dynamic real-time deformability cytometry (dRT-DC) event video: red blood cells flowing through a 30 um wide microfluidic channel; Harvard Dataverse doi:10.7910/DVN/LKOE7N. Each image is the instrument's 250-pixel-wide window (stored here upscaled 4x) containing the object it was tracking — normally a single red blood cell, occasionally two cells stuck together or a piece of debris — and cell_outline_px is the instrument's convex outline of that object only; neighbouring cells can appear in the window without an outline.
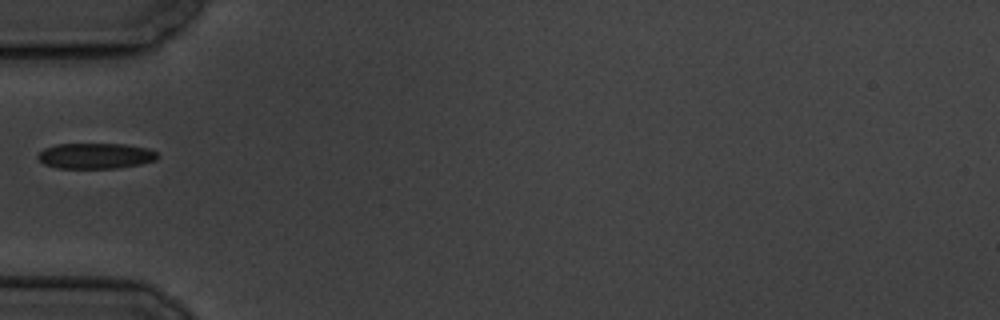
{"species": "common noctule bat (a hibernating species)", "species_latin": "Nyctalus noctula", "temperature_condition": "cold", "stored_images_in_passage": 39, "camera_frame_rate_fps": 3000, "um_per_image_px": 0.085, "animal": {"sex": "male", "body_mass_g": 19.5, "forearm_length_mm": 54.6}, "frame": {"image": 1, "passage_image": 1, "time_ms": 0.0, "image_size_px": [1000, 320], "cell_outline_px": [[160, 156], [156, 160], [140, 164], [116, 168], [56, 168], [44, 164], [36, 156], [44, 148], [56, 144], [124, 144], [148, 148], [156, 152]], "centroid_in_image_um": [8.12, 13.25], "position_along_channel_um": 76.9, "area_um2": 17.92}}
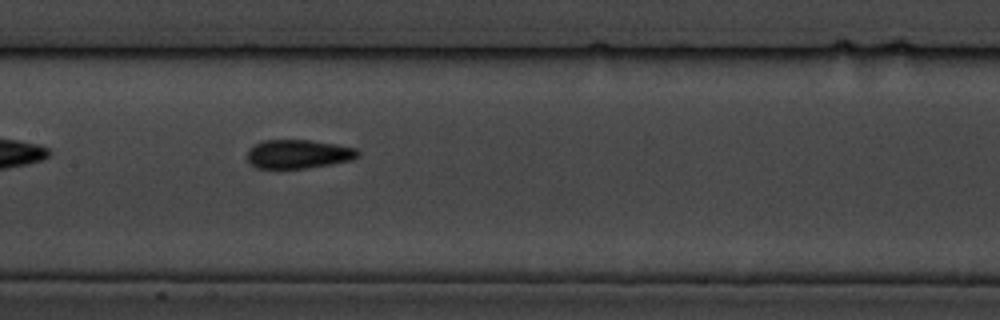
{"frame": {"image": 2, "passage_image": 10, "time_ms": 3.0, "image_size_px": [1000, 320], "cell_outline_px": [[360, 156], [352, 160], [332, 164], [308, 168], [256, 168], [248, 160], [248, 152], [256, 144], [264, 140], [308, 140], [336, 144], [356, 148], [360, 152]], "centroid_in_image_um": [25.42, 13.1], "position_along_channel_um": 182.0, "area_um2": 18.5}}
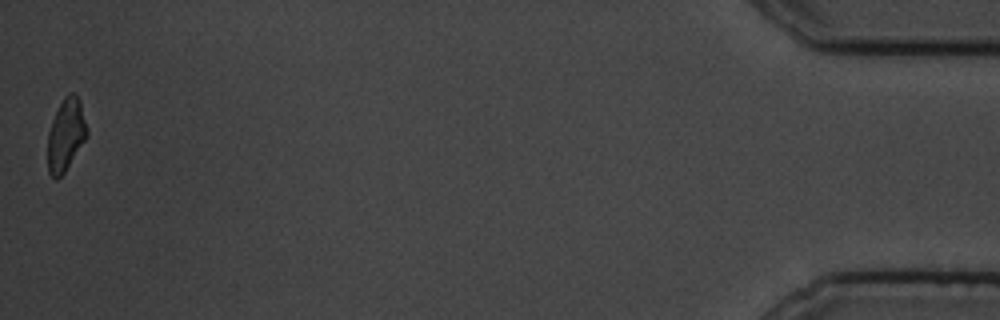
{"frame": {"image": 3, "passage_image": 39, "time_ms": 12.667, "image_size_px": [1000, 320], "cell_outline_px": [[88, 136], [64, 172], [56, 180], [48, 172], [48, 132], [52, 120], [64, 96], [68, 92], [76, 92], [80, 100], [88, 132]], "centroid_in_image_um": [5.61, 11.43], "position_along_channel_um": 429.6, "area_um2": 16.53}}